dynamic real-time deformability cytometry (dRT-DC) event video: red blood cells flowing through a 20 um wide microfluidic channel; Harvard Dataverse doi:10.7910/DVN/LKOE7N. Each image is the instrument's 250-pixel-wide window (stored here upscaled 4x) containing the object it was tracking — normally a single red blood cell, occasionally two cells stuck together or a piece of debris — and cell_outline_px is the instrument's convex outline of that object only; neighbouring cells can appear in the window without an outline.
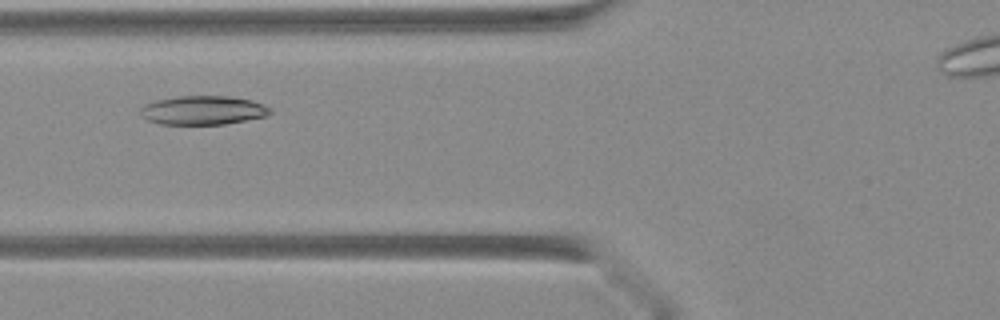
{"species": "Egyptian fruit bat (a non-hibernating species)", "species_latin": "Rousettus aegyptiacus", "temperature_condition": "warm", "stored_images_in_passage": 33, "camera_frame_rate_fps": 3000, "um_per_image_px": 0.085, "animal": {"sex": "female"}, "frame": {"image": 1, "passage_image": 10, "time_ms": 3.0, "image_size_px": [1000, 320], "cell_outline_px": [[272, 112], [268, 116], [224, 124], [160, 124], [148, 120], [140, 112], [140, 108], [144, 104], [156, 100], [176, 96], [228, 96], [252, 100], [264, 104], [272, 108]], "centroid_in_image_um": [17.29, 9.36], "position_along_channel_um": 108.5, "area_um2": 21.96}}
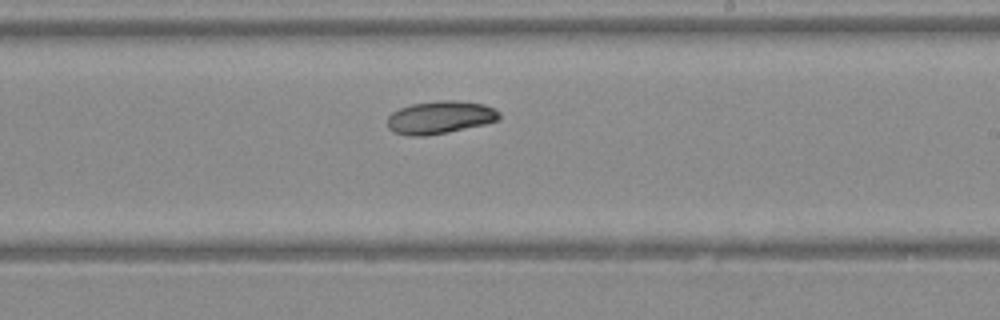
{"frame": {"image": 2, "passage_image": 19, "time_ms": 6.0, "image_size_px": [1000, 320], "cell_outline_px": [[500, 120], [484, 124], [424, 136], [412, 136], [392, 132], [388, 128], [388, 116], [392, 112], [400, 108], [412, 104], [440, 100], [456, 100], [484, 104], [500, 112]], "centroid_in_image_um": [37.39, 9.97], "position_along_channel_um": 251.6, "area_um2": 21.21}}
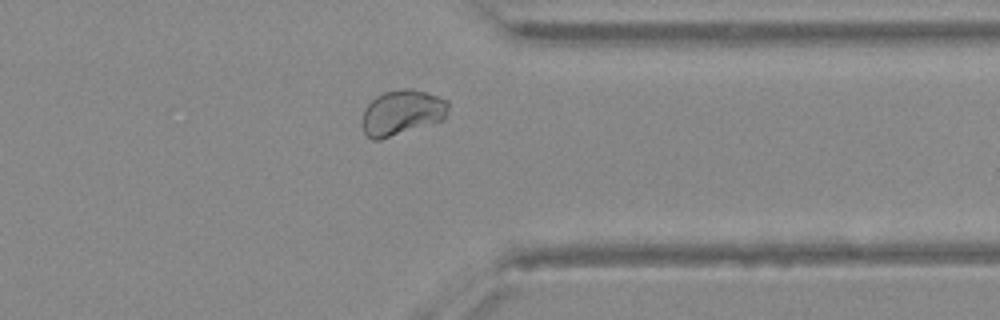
{"frame": {"image": 3, "passage_image": 27, "time_ms": 8.667, "image_size_px": [1000, 320], "cell_outline_px": [[448, 108], [444, 120], [380, 140], [372, 140], [364, 132], [364, 108], [376, 96], [384, 92], [404, 88], [412, 88], [448, 100]], "centroid_in_image_um": [34.18, 9.57], "position_along_channel_um": 377.2, "area_um2": 22.54}}